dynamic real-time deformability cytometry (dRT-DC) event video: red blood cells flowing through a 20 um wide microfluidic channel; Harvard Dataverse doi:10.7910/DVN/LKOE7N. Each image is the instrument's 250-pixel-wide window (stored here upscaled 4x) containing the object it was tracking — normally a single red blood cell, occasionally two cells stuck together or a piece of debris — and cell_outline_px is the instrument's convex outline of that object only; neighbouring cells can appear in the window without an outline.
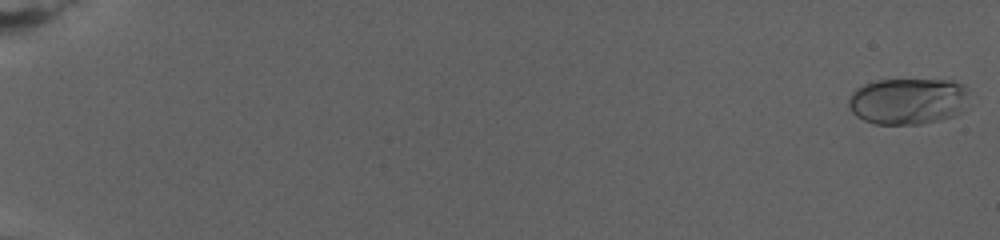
{"species": "human", "species_latin": "Homo sapiens", "temperature_condition": "warm", "stored_images_in_passage": 36, "camera_frame_rate_fps": 3000, "um_per_image_px": 0.085, "donor": {"sex": "female"}, "frame": {"image": 1, "passage_image": 1, "time_ms": 0.0, "image_size_px": [1000, 240], "cell_outline_px": [[968, 88], [964, 112], [940, 120], [920, 124], [876, 124], [864, 120], [856, 116], [852, 112], [848, 104], [848, 100], [852, 92], [856, 88], [864, 84], [876, 80], [952, 80], [964, 84]], "centroid_in_image_um": [77.18, 8.59], "position_along_channel_um": 7.8, "area_um2": 32.89}}
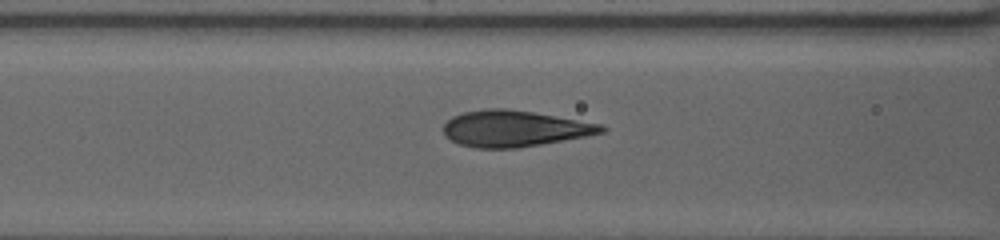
{"frame": {"image": 2, "passage_image": 27, "time_ms": 12.0, "image_size_px": [1000, 240], "cell_outline_px": [[608, 128], [604, 132], [584, 136], [540, 144], [516, 148], [476, 148], [460, 144], [444, 136], [444, 124], [452, 116], [464, 112], [484, 108], [504, 108], [532, 112], [600, 124]], "centroid_in_image_um": [43.67, 10.92], "position_along_channel_um": 122.9, "area_um2": 32.95}}
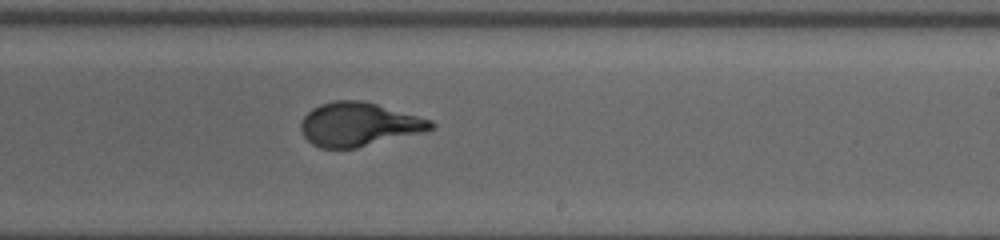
{"frame": {"image": 3, "passage_image": 36, "time_ms": 17.0, "image_size_px": [1000, 240], "cell_outline_px": [[436, 128], [424, 132], [356, 148], [320, 148], [312, 144], [304, 136], [300, 128], [300, 124], [304, 116], [312, 108], [320, 104], [332, 100], [364, 100], [432, 120], [436, 124]], "centroid_in_image_um": [30.51, 10.56], "position_along_channel_um": 258.5, "area_um2": 33.29}}